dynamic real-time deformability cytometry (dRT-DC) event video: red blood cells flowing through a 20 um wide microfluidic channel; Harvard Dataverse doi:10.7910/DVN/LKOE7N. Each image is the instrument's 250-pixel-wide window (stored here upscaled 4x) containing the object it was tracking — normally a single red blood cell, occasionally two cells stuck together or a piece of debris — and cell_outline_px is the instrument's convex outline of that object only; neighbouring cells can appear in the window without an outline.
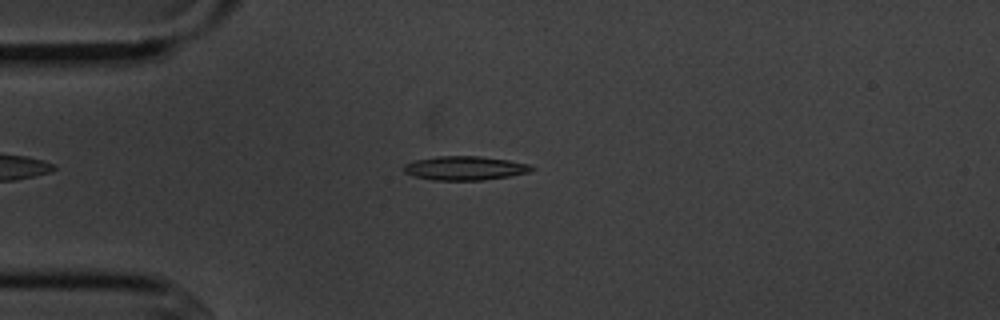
{"species": "common noctule bat (a hibernating species)", "species_latin": "Nyctalus noctula", "temperature_condition": "cold", "stored_images_in_passage": 4, "camera_frame_rate_fps": 3000, "um_per_image_px": 0.085, "animal": {"sex": "male", "body_mass_g": 20.1, "forearm_length_mm": 53.5}, "frame": {"image": 1, "passage_image": 3, "time_ms": 2.333, "image_size_px": [1000, 320], "cell_outline_px": [[536, 168], [528, 172], [508, 176], [484, 180], [432, 180], [416, 176], [404, 172], [404, 164], [416, 160], [436, 156], [480, 156], [508, 160], [528, 164]], "centroid_in_image_um": [39.51, 14.29], "position_along_channel_um": 45.5, "area_um2": 17.69}}
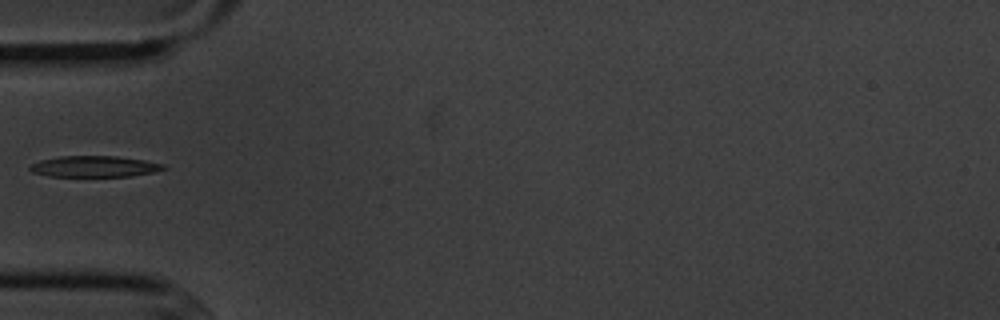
{"frame": {"image": 2, "passage_image": 4, "time_ms": 3.667, "image_size_px": [1000, 320], "cell_outline_px": [[168, 168], [152, 172], [132, 176], [48, 176], [32, 172], [28, 168], [32, 164], [40, 160], [60, 156], [116, 156], [144, 160], [164, 164]], "centroid_in_image_um": [8.02, 14.15], "position_along_channel_um": 77.0, "area_um2": 16.36}}